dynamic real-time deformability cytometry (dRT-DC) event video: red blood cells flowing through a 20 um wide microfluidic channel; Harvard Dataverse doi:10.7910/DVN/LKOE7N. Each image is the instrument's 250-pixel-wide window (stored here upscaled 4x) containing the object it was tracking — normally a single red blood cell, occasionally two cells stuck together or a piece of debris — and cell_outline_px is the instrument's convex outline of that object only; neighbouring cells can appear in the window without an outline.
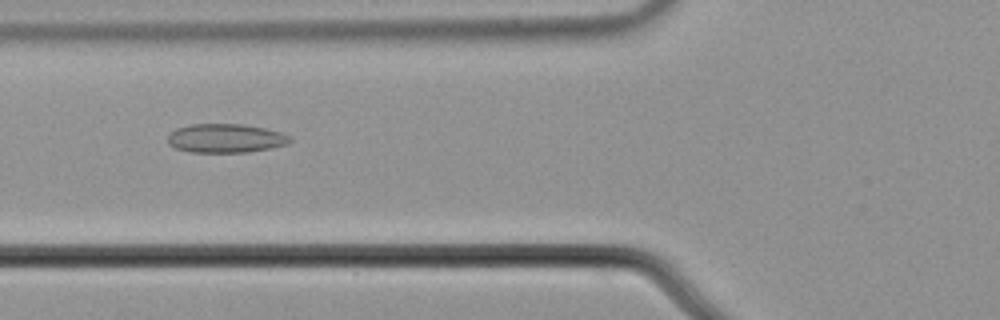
{"species": "common noctule bat (a hibernating species)", "species_latin": "Nyctalus noctula", "temperature_condition": "cold", "stored_images_in_passage": 41, "camera_frame_rate_fps": 3000, "um_per_image_px": 0.085, "animal": {"sex": "male", "body_mass_g": 21.5, "forearm_length_mm": 52.0}, "frame": {"image": 1, "passage_image": 7, "time_ms": 2.0, "image_size_px": [1000, 320], "cell_outline_px": [[292, 140], [288, 144], [272, 148], [248, 152], [188, 152], [176, 148], [168, 144], [168, 136], [176, 128], [192, 124], [244, 124], [264, 128], [280, 132], [292, 136]], "centroid_in_image_um": [19.21, 11.75], "position_along_channel_um": 106.6, "area_um2": 20.69}}
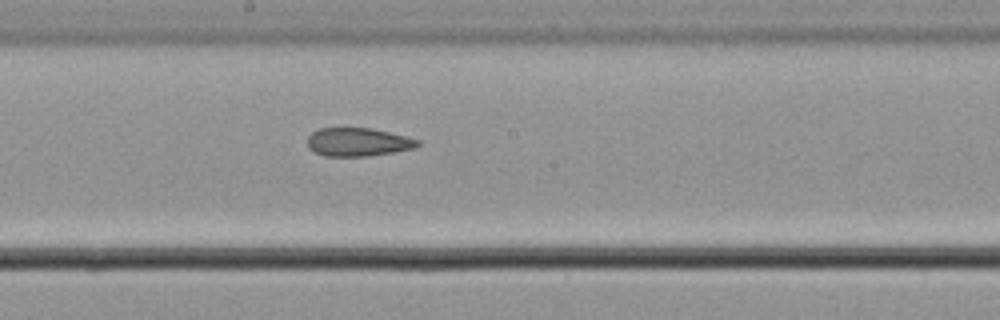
{"frame": {"image": 2, "passage_image": 16, "time_ms": 5.0, "image_size_px": [1000, 320], "cell_outline_px": [[420, 144], [416, 148], [368, 156], [324, 156], [308, 148], [308, 136], [312, 132], [320, 128], [344, 124], [372, 128], [420, 140]], "centroid_in_image_um": [30.38, 12.02], "position_along_channel_um": 217.8, "area_um2": 18.9}}
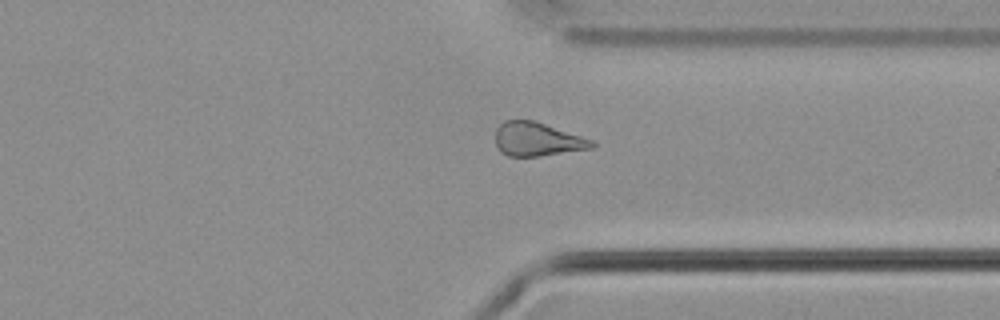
{"frame": {"image": 3, "passage_image": 28, "time_ms": 9.0, "image_size_px": [1000, 320], "cell_outline_px": [[596, 144], [592, 148], [536, 156], [508, 156], [500, 152], [496, 144], [496, 128], [504, 120], [532, 120], [592, 140]], "centroid_in_image_um": [45.61, 11.84], "position_along_channel_um": 365.8, "area_um2": 18.55}, "authors_computed_cell_mechanics": {"area_um2": 19.8254, "velocity_mm_per_s": 3.7078, "shape_relaxation_time_tau1_ms": null, "shape_relaxation_time_tau2_ms": 4.2232, "deformation_change_tau1": null, "deformation_change_tau2": 0.1173}}